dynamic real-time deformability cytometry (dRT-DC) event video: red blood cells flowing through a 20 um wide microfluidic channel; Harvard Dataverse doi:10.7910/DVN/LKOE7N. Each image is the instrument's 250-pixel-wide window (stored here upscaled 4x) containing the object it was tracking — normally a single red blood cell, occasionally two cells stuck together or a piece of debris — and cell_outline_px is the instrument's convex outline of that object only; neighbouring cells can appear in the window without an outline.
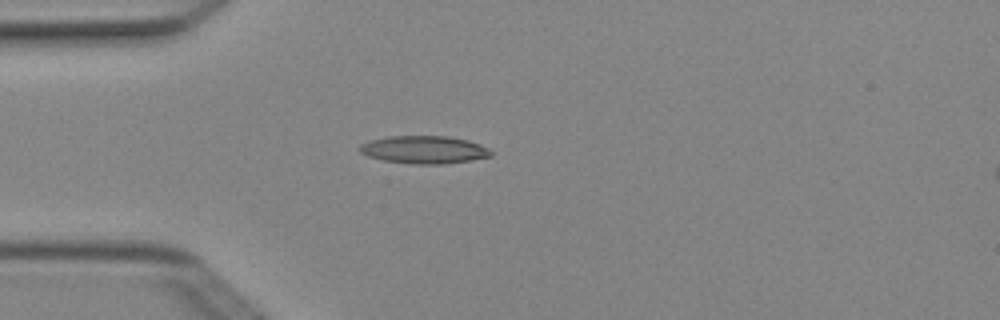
{"species": "Egyptian fruit bat (a non-hibernating species)", "species_latin": "Rousettus aegyptiacus", "temperature_condition": "cold", "stored_images_in_passage": 5, "camera_frame_rate_fps": 3000, "um_per_image_px": 0.085, "animal": {"sex": "female"}, "frame": {"image": 1, "passage_image": 4, "time_ms": 1.0, "image_size_px": [1000, 320], "cell_outline_px": [[492, 156], [472, 160], [444, 164], [416, 164], [384, 160], [368, 156], [360, 152], [356, 148], [360, 144], [368, 140], [388, 136], [448, 136], [468, 140], [480, 144], [488, 148], [492, 152]], "centroid_in_image_um": [36.03, 12.72], "position_along_channel_um": 49.0, "area_um2": 21.39}}